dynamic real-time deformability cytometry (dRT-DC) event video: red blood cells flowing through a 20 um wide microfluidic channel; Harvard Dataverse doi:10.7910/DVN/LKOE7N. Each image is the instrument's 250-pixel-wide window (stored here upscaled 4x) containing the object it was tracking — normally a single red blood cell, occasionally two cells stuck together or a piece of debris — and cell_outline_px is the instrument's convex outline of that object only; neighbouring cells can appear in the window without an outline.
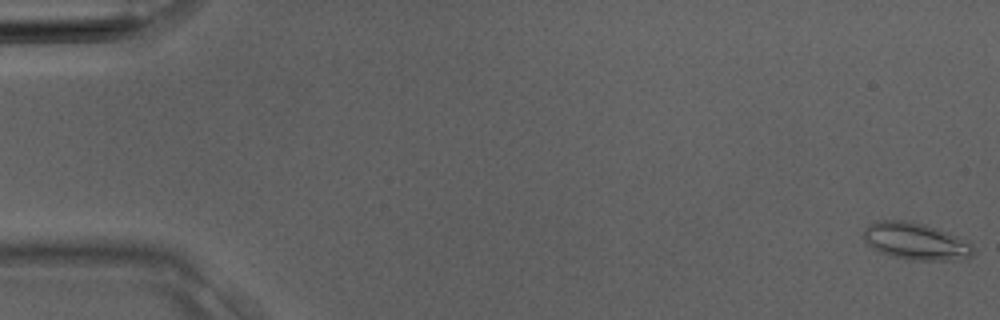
{"species": "Egyptian fruit bat (a non-hibernating species)", "species_latin": "Rousettus aegyptiacus", "temperature_condition": "room temperature", "stored_images_in_passage": 4, "camera_frame_rate_fps": 3000, "um_per_image_px": 0.085, "animal": {"sex": "male"}, "frame": {"image": 1, "passage_image": 1, "time_ms": 0.0, "image_size_px": [1000, 320], "cell_outline_px": [[976, 252], [968, 260], [912, 260], [892, 256], [880, 252], [868, 244], [864, 240], [864, 228], [868, 224], [876, 220], [904, 220], [924, 224], [936, 228], [972, 244]], "centroid_in_image_um": [77.85, 20.52], "position_along_channel_um": 7.2, "area_um2": 23.7}}